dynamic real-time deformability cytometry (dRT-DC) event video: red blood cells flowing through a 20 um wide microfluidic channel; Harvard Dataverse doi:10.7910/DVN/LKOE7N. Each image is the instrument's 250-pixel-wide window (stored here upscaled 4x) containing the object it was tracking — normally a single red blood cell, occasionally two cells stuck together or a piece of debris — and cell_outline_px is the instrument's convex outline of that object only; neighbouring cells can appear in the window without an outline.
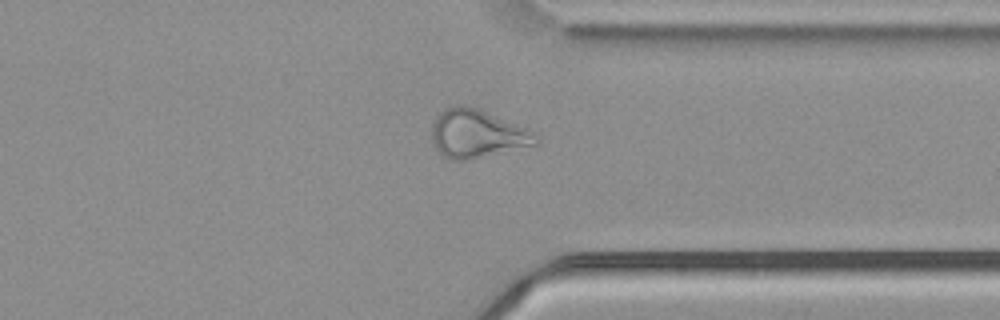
{"species": "common noctule bat (a hibernating species)", "species_latin": "Nyctalus noctula", "temperature_condition": "cold", "stored_images_in_passage": 40, "camera_frame_rate_fps": 3000, "um_per_image_px": 0.085, "animal": {"sex": "male", "body_mass_g": 21.5, "forearm_length_mm": 52.0}, "frame": {"image": 1, "passage_image": 28, "time_ms": 9.0, "image_size_px": [1000, 320], "cell_outline_px": [[540, 144], [464, 160], [452, 160], [444, 156], [436, 148], [432, 140], [432, 124], [440, 112], [444, 108], [456, 104], [464, 104], [476, 108], [524, 128], [532, 132], [536, 136]], "centroid_in_image_um": [40.5, 11.36], "position_along_channel_um": 370.9, "area_um2": 28.67}}
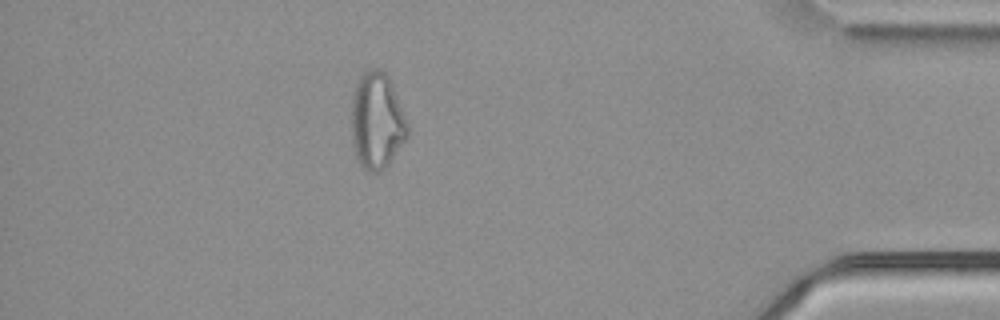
{"frame": {"image": 2, "passage_image": 34, "time_ms": 11.0, "image_size_px": [1000, 320], "cell_outline_px": [[408, 136], [388, 164], [380, 172], [368, 172], [356, 160], [352, 140], [352, 96], [356, 84], [360, 76], [368, 68], [380, 68], [388, 76], [408, 124]], "centroid_in_image_um": [32.01, 10.28], "position_along_channel_um": 403.2, "area_um2": 31.44}, "authors_computed_cell_mechanics": {"area_um2": 29.478, "velocity_mm_per_s": 3.7636, "shape_relaxation_time_tau1_ms": null, "shape_relaxation_time_tau2_ms": 4.2912, "deformation_change_tau1": null, "deformation_change_tau2": 0.1491}}